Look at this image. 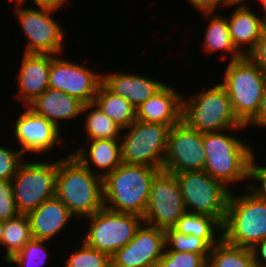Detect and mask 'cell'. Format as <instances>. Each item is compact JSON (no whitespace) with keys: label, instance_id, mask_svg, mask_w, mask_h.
Returning <instances> with one entry per match:
<instances>
[{"label":"cell","instance_id":"obj_1","mask_svg":"<svg viewBox=\"0 0 266 267\" xmlns=\"http://www.w3.org/2000/svg\"><path fill=\"white\" fill-rule=\"evenodd\" d=\"M55 196L75 218L82 220L104 207L103 178L93 174L69 153L57 160Z\"/></svg>","mask_w":266,"mask_h":267},{"label":"cell","instance_id":"obj_2","mask_svg":"<svg viewBox=\"0 0 266 267\" xmlns=\"http://www.w3.org/2000/svg\"><path fill=\"white\" fill-rule=\"evenodd\" d=\"M159 171L146 165L121 163L103 178L104 207L143 217L152 180Z\"/></svg>","mask_w":266,"mask_h":267},{"label":"cell","instance_id":"obj_3","mask_svg":"<svg viewBox=\"0 0 266 267\" xmlns=\"http://www.w3.org/2000/svg\"><path fill=\"white\" fill-rule=\"evenodd\" d=\"M242 129L204 133L203 146L206 160L203 170L230 190L232 184L247 180L248 161L254 152L250 144L244 143L234 133L225 134L227 131Z\"/></svg>","mask_w":266,"mask_h":267},{"label":"cell","instance_id":"obj_4","mask_svg":"<svg viewBox=\"0 0 266 267\" xmlns=\"http://www.w3.org/2000/svg\"><path fill=\"white\" fill-rule=\"evenodd\" d=\"M182 95L181 120L199 132H218L235 128H247L236 117L230 97L220 84L184 98ZM185 99V100H184Z\"/></svg>","mask_w":266,"mask_h":267},{"label":"cell","instance_id":"obj_5","mask_svg":"<svg viewBox=\"0 0 266 267\" xmlns=\"http://www.w3.org/2000/svg\"><path fill=\"white\" fill-rule=\"evenodd\" d=\"M266 74L249 57L229 61L223 81L238 120L247 126L257 115L265 87Z\"/></svg>","mask_w":266,"mask_h":267},{"label":"cell","instance_id":"obj_6","mask_svg":"<svg viewBox=\"0 0 266 267\" xmlns=\"http://www.w3.org/2000/svg\"><path fill=\"white\" fill-rule=\"evenodd\" d=\"M222 238L229 244L251 249L266 238V200L249 192H230Z\"/></svg>","mask_w":266,"mask_h":267},{"label":"cell","instance_id":"obj_7","mask_svg":"<svg viewBox=\"0 0 266 267\" xmlns=\"http://www.w3.org/2000/svg\"><path fill=\"white\" fill-rule=\"evenodd\" d=\"M14 14L28 38L24 53L60 55L64 51V30L54 19L53 13L63 6L36 4L35 7H24L22 2L14 0ZM23 6V7H22Z\"/></svg>","mask_w":266,"mask_h":267},{"label":"cell","instance_id":"obj_8","mask_svg":"<svg viewBox=\"0 0 266 267\" xmlns=\"http://www.w3.org/2000/svg\"><path fill=\"white\" fill-rule=\"evenodd\" d=\"M82 220L90 224L84 238L82 236L83 241L110 257L127 245L144 223L139 215L115 212L106 207Z\"/></svg>","mask_w":266,"mask_h":267},{"label":"cell","instance_id":"obj_9","mask_svg":"<svg viewBox=\"0 0 266 267\" xmlns=\"http://www.w3.org/2000/svg\"><path fill=\"white\" fill-rule=\"evenodd\" d=\"M175 175L187 212L211 216L222 225L231 190L204 170L183 171Z\"/></svg>","mask_w":266,"mask_h":267},{"label":"cell","instance_id":"obj_10","mask_svg":"<svg viewBox=\"0 0 266 267\" xmlns=\"http://www.w3.org/2000/svg\"><path fill=\"white\" fill-rule=\"evenodd\" d=\"M170 128L169 125L135 120L125 128L128 129L126 135L120 137L122 163L162 170Z\"/></svg>","mask_w":266,"mask_h":267},{"label":"cell","instance_id":"obj_11","mask_svg":"<svg viewBox=\"0 0 266 267\" xmlns=\"http://www.w3.org/2000/svg\"><path fill=\"white\" fill-rule=\"evenodd\" d=\"M42 161H23L11 180L20 214H28L56 195L57 160Z\"/></svg>","mask_w":266,"mask_h":267},{"label":"cell","instance_id":"obj_12","mask_svg":"<svg viewBox=\"0 0 266 267\" xmlns=\"http://www.w3.org/2000/svg\"><path fill=\"white\" fill-rule=\"evenodd\" d=\"M187 212L175 174L160 170L152 180L143 222L152 227L173 228Z\"/></svg>","mask_w":266,"mask_h":267},{"label":"cell","instance_id":"obj_13","mask_svg":"<svg viewBox=\"0 0 266 267\" xmlns=\"http://www.w3.org/2000/svg\"><path fill=\"white\" fill-rule=\"evenodd\" d=\"M204 133L187 126L182 120L168 133L166 155L162 170L175 174L203 170L206 160Z\"/></svg>","mask_w":266,"mask_h":267},{"label":"cell","instance_id":"obj_14","mask_svg":"<svg viewBox=\"0 0 266 267\" xmlns=\"http://www.w3.org/2000/svg\"><path fill=\"white\" fill-rule=\"evenodd\" d=\"M61 55H52L49 88L74 96L84 104L94 102L102 74Z\"/></svg>","mask_w":266,"mask_h":267},{"label":"cell","instance_id":"obj_15","mask_svg":"<svg viewBox=\"0 0 266 267\" xmlns=\"http://www.w3.org/2000/svg\"><path fill=\"white\" fill-rule=\"evenodd\" d=\"M165 248L164 230L143 223L135 237L111 256V267H157Z\"/></svg>","mask_w":266,"mask_h":267},{"label":"cell","instance_id":"obj_16","mask_svg":"<svg viewBox=\"0 0 266 267\" xmlns=\"http://www.w3.org/2000/svg\"><path fill=\"white\" fill-rule=\"evenodd\" d=\"M17 116L14 122V136L19 144L17 150L24 155L33 153L36 155L53 150V147L61 144V129L43 116L35 113L28 106Z\"/></svg>","mask_w":266,"mask_h":267},{"label":"cell","instance_id":"obj_17","mask_svg":"<svg viewBox=\"0 0 266 267\" xmlns=\"http://www.w3.org/2000/svg\"><path fill=\"white\" fill-rule=\"evenodd\" d=\"M52 54L23 53L17 75V99L25 106L49 88Z\"/></svg>","mask_w":266,"mask_h":267},{"label":"cell","instance_id":"obj_18","mask_svg":"<svg viewBox=\"0 0 266 267\" xmlns=\"http://www.w3.org/2000/svg\"><path fill=\"white\" fill-rule=\"evenodd\" d=\"M181 113V92L165 84L136 109V120L172 127L181 121Z\"/></svg>","mask_w":266,"mask_h":267},{"label":"cell","instance_id":"obj_19","mask_svg":"<svg viewBox=\"0 0 266 267\" xmlns=\"http://www.w3.org/2000/svg\"><path fill=\"white\" fill-rule=\"evenodd\" d=\"M106 73H102V83L116 95L127 99L136 109L165 85L160 80L137 73Z\"/></svg>","mask_w":266,"mask_h":267},{"label":"cell","instance_id":"obj_20","mask_svg":"<svg viewBox=\"0 0 266 267\" xmlns=\"http://www.w3.org/2000/svg\"><path fill=\"white\" fill-rule=\"evenodd\" d=\"M33 239L50 241L62 232L74 215L56 196L27 214ZM55 236V237H54Z\"/></svg>","mask_w":266,"mask_h":267},{"label":"cell","instance_id":"obj_21","mask_svg":"<svg viewBox=\"0 0 266 267\" xmlns=\"http://www.w3.org/2000/svg\"><path fill=\"white\" fill-rule=\"evenodd\" d=\"M249 6L237 5L232 15L227 16L230 37L243 56H248L254 50L266 24V20L256 15ZM244 45L247 46L246 50Z\"/></svg>","mask_w":266,"mask_h":267},{"label":"cell","instance_id":"obj_22","mask_svg":"<svg viewBox=\"0 0 266 267\" xmlns=\"http://www.w3.org/2000/svg\"><path fill=\"white\" fill-rule=\"evenodd\" d=\"M119 141L120 139L88 140V142H90L88 149H86V143H83L84 145L82 148L74 150L71 154L93 174L104 178L122 163L121 144ZM92 165L95 166L94 169ZM96 168L99 169V172L95 170Z\"/></svg>","mask_w":266,"mask_h":267},{"label":"cell","instance_id":"obj_23","mask_svg":"<svg viewBox=\"0 0 266 267\" xmlns=\"http://www.w3.org/2000/svg\"><path fill=\"white\" fill-rule=\"evenodd\" d=\"M84 103L62 91L47 88L28 107L60 129V121L82 115ZM59 121V122H58Z\"/></svg>","mask_w":266,"mask_h":267},{"label":"cell","instance_id":"obj_24","mask_svg":"<svg viewBox=\"0 0 266 267\" xmlns=\"http://www.w3.org/2000/svg\"><path fill=\"white\" fill-rule=\"evenodd\" d=\"M214 13H204L203 16L209 18V22L207 25L205 37H203V48L206 53H215L216 51L222 53L221 56L225 59L226 53L230 56V61L239 59L243 57V55L235 48L232 39L230 37L229 27L227 23V17L224 15L214 14ZM212 15V16H211ZM220 15V16H219ZM222 50V51H221ZM224 54V55H223Z\"/></svg>","mask_w":266,"mask_h":267},{"label":"cell","instance_id":"obj_25","mask_svg":"<svg viewBox=\"0 0 266 267\" xmlns=\"http://www.w3.org/2000/svg\"><path fill=\"white\" fill-rule=\"evenodd\" d=\"M94 103L123 129L122 131L136 120V108L127 99L110 91L103 83L98 88Z\"/></svg>","mask_w":266,"mask_h":267},{"label":"cell","instance_id":"obj_26","mask_svg":"<svg viewBox=\"0 0 266 267\" xmlns=\"http://www.w3.org/2000/svg\"><path fill=\"white\" fill-rule=\"evenodd\" d=\"M173 228L184 235L204 238L212 247L222 239V225L215 218L204 214L186 212Z\"/></svg>","mask_w":266,"mask_h":267},{"label":"cell","instance_id":"obj_27","mask_svg":"<svg viewBox=\"0 0 266 267\" xmlns=\"http://www.w3.org/2000/svg\"><path fill=\"white\" fill-rule=\"evenodd\" d=\"M207 267H254L249 248L235 246L223 238L211 248Z\"/></svg>","mask_w":266,"mask_h":267},{"label":"cell","instance_id":"obj_28","mask_svg":"<svg viewBox=\"0 0 266 267\" xmlns=\"http://www.w3.org/2000/svg\"><path fill=\"white\" fill-rule=\"evenodd\" d=\"M31 239L32 234L27 214H19L4 221L1 246L5 247L6 252L3 261L10 260Z\"/></svg>","mask_w":266,"mask_h":267},{"label":"cell","instance_id":"obj_29","mask_svg":"<svg viewBox=\"0 0 266 267\" xmlns=\"http://www.w3.org/2000/svg\"><path fill=\"white\" fill-rule=\"evenodd\" d=\"M86 111H90L89 113L87 112L84 122L87 140L120 139L122 129L106 116L94 102L83 105L82 114Z\"/></svg>","mask_w":266,"mask_h":267},{"label":"cell","instance_id":"obj_30","mask_svg":"<svg viewBox=\"0 0 266 267\" xmlns=\"http://www.w3.org/2000/svg\"><path fill=\"white\" fill-rule=\"evenodd\" d=\"M165 232V251L193 252L200 255H210L212 246L201 237L184 235L174 228H167Z\"/></svg>","mask_w":266,"mask_h":267},{"label":"cell","instance_id":"obj_31","mask_svg":"<svg viewBox=\"0 0 266 267\" xmlns=\"http://www.w3.org/2000/svg\"><path fill=\"white\" fill-rule=\"evenodd\" d=\"M46 240L31 239L24 247L6 263L15 264L18 267H43L47 257Z\"/></svg>","mask_w":266,"mask_h":267},{"label":"cell","instance_id":"obj_32","mask_svg":"<svg viewBox=\"0 0 266 267\" xmlns=\"http://www.w3.org/2000/svg\"><path fill=\"white\" fill-rule=\"evenodd\" d=\"M80 249L67 259L65 267H111V257L90 247L82 240Z\"/></svg>","mask_w":266,"mask_h":267},{"label":"cell","instance_id":"obj_33","mask_svg":"<svg viewBox=\"0 0 266 267\" xmlns=\"http://www.w3.org/2000/svg\"><path fill=\"white\" fill-rule=\"evenodd\" d=\"M208 257L193 252L165 251L157 267H207Z\"/></svg>","mask_w":266,"mask_h":267},{"label":"cell","instance_id":"obj_34","mask_svg":"<svg viewBox=\"0 0 266 267\" xmlns=\"http://www.w3.org/2000/svg\"><path fill=\"white\" fill-rule=\"evenodd\" d=\"M254 154L255 152H253L249 157L247 166V180H250V182L252 181L251 179L257 182L259 181L258 183L261 185L259 184L255 186V183L254 185H248L249 187L247 186L245 189H247V191H249V193L256 198L266 200V166H258V164H255L257 162L255 161L256 155Z\"/></svg>","mask_w":266,"mask_h":267},{"label":"cell","instance_id":"obj_35","mask_svg":"<svg viewBox=\"0 0 266 267\" xmlns=\"http://www.w3.org/2000/svg\"><path fill=\"white\" fill-rule=\"evenodd\" d=\"M25 156L19 150L0 145V180H12Z\"/></svg>","mask_w":266,"mask_h":267},{"label":"cell","instance_id":"obj_36","mask_svg":"<svg viewBox=\"0 0 266 267\" xmlns=\"http://www.w3.org/2000/svg\"><path fill=\"white\" fill-rule=\"evenodd\" d=\"M11 180H0V220L7 221L19 215Z\"/></svg>","mask_w":266,"mask_h":267},{"label":"cell","instance_id":"obj_37","mask_svg":"<svg viewBox=\"0 0 266 267\" xmlns=\"http://www.w3.org/2000/svg\"><path fill=\"white\" fill-rule=\"evenodd\" d=\"M188 3H190L194 9H198L200 13L202 12L201 14L216 12L218 7L221 9V7L226 8L233 6V0H188Z\"/></svg>","mask_w":266,"mask_h":267},{"label":"cell","instance_id":"obj_38","mask_svg":"<svg viewBox=\"0 0 266 267\" xmlns=\"http://www.w3.org/2000/svg\"><path fill=\"white\" fill-rule=\"evenodd\" d=\"M248 56L266 74V24L256 47Z\"/></svg>","mask_w":266,"mask_h":267},{"label":"cell","instance_id":"obj_39","mask_svg":"<svg viewBox=\"0 0 266 267\" xmlns=\"http://www.w3.org/2000/svg\"><path fill=\"white\" fill-rule=\"evenodd\" d=\"M250 250L254 267H266V238L259 241Z\"/></svg>","mask_w":266,"mask_h":267},{"label":"cell","instance_id":"obj_40","mask_svg":"<svg viewBox=\"0 0 266 267\" xmlns=\"http://www.w3.org/2000/svg\"><path fill=\"white\" fill-rule=\"evenodd\" d=\"M266 127V81L263 91V97L260 105V109L256 117L247 125L248 126Z\"/></svg>","mask_w":266,"mask_h":267},{"label":"cell","instance_id":"obj_41","mask_svg":"<svg viewBox=\"0 0 266 267\" xmlns=\"http://www.w3.org/2000/svg\"><path fill=\"white\" fill-rule=\"evenodd\" d=\"M22 2L26 5L27 0H17ZM34 4H46V5H53V6H64L68 0H33Z\"/></svg>","mask_w":266,"mask_h":267},{"label":"cell","instance_id":"obj_42","mask_svg":"<svg viewBox=\"0 0 266 267\" xmlns=\"http://www.w3.org/2000/svg\"><path fill=\"white\" fill-rule=\"evenodd\" d=\"M260 1V5L262 6V8L261 9H263V14L265 15V16H263L262 15V17L266 20V0H259Z\"/></svg>","mask_w":266,"mask_h":267},{"label":"cell","instance_id":"obj_43","mask_svg":"<svg viewBox=\"0 0 266 267\" xmlns=\"http://www.w3.org/2000/svg\"><path fill=\"white\" fill-rule=\"evenodd\" d=\"M3 230H4V221L0 220V246H1L2 237H3Z\"/></svg>","mask_w":266,"mask_h":267},{"label":"cell","instance_id":"obj_44","mask_svg":"<svg viewBox=\"0 0 266 267\" xmlns=\"http://www.w3.org/2000/svg\"><path fill=\"white\" fill-rule=\"evenodd\" d=\"M247 0H233V5H245L244 2H246ZM251 1V0H249Z\"/></svg>","mask_w":266,"mask_h":267}]
</instances>
